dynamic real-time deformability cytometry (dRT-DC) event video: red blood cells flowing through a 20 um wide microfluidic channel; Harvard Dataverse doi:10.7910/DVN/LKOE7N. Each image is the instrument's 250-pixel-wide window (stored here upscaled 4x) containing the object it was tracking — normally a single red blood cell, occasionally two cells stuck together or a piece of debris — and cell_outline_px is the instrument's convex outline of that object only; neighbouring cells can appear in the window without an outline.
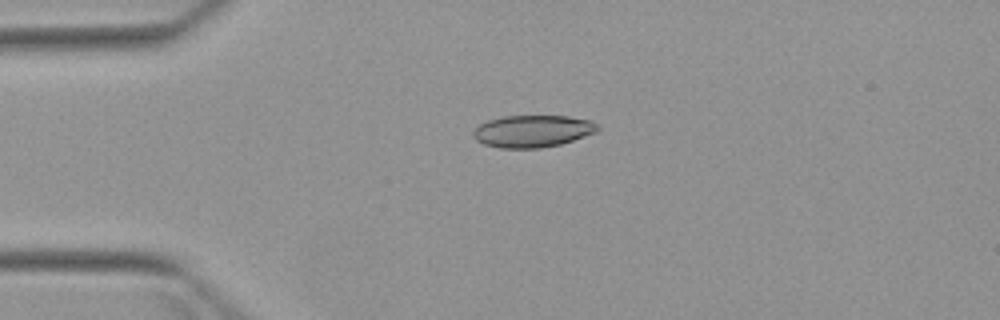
{"species": "Egyptian fruit bat (a non-hibernating species)", "species_latin": "Rousettus aegyptiacus", "temperature_condition": "warm", "stored_images_in_passage": 4, "camera_frame_rate_fps": 3000, "um_per_image_px": 0.085, "animal": {"sex": "female"}, "frame": {"image": 1, "passage_image": 3, "time_ms": 2.333, "image_size_px": [1000, 320], "cell_outline_px": [[600, 128], [596, 132], [560, 144], [540, 148], [500, 148], [484, 144], [476, 140], [472, 136], [472, 132], [480, 124], [488, 120], [504, 116], [568, 116], [588, 120], [596, 124]], "centroid_in_image_um": [45.24, 11.15], "position_along_channel_um": 39.8, "area_um2": 23.12}}